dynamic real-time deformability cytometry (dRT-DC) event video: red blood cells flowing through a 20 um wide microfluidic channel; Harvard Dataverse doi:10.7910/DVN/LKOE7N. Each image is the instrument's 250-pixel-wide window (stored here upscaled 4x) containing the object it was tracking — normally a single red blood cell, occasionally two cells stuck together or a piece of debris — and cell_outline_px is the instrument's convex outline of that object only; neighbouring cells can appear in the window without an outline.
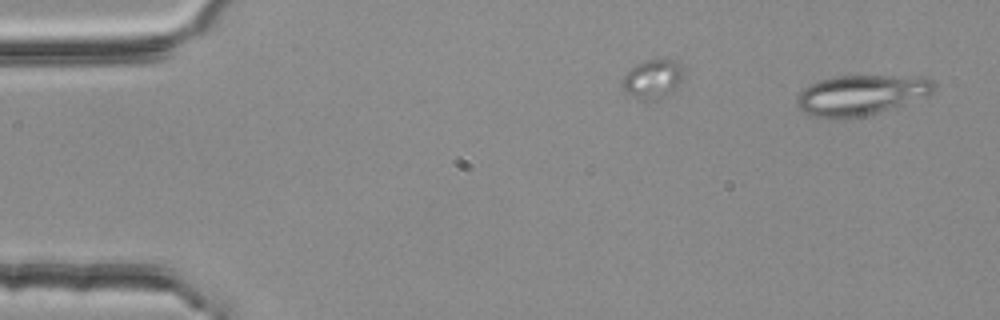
{"species": "common noctule bat (a hibernating species)", "species_latin": "Nyctalus noctula", "temperature_condition": "room temperature", "stored_images_in_passage": 3, "camera_frame_rate_fps": 3000, "um_per_image_px": 0.085, "animal": {"sex": "female", "body_mass_g": 25.1}, "frame": {"image": 1, "passage_image": 1, "time_ms": 0.0, "image_size_px": [1000, 320], "cell_outline_px": [[936, 88], [932, 92], [900, 104], [876, 112], [860, 116], [836, 120], [812, 116], [804, 112], [796, 104], [796, 96], [808, 84], [820, 80], [836, 76], [916, 76], [936, 80]], "centroid_in_image_um": [73.11, 8.06], "position_along_channel_um": 11.9, "area_um2": 31.79}}